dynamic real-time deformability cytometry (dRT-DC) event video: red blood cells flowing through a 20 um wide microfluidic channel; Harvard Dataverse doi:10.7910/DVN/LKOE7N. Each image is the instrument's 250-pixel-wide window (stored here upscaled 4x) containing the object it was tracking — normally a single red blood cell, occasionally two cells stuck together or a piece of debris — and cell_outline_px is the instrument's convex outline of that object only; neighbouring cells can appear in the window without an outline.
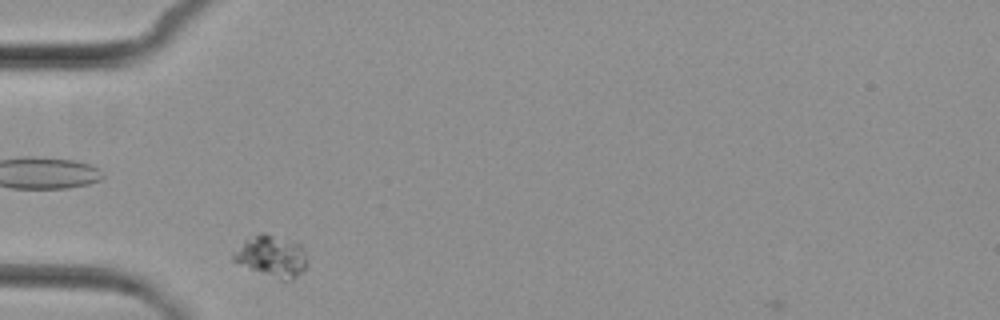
{"species": "common noctule bat (a hibernating species)", "species_latin": "Nyctalus noctula", "temperature_condition": "cold", "stored_images_in_passage": 7, "camera_frame_rate_fps": 3000, "um_per_image_px": 0.085, "animal": {"sex": "female", "body_mass_g": 29.2, "forearm_length_mm": 56.3}, "frame": {"image": 1, "passage_image": 5, "time_ms": 5.667, "image_size_px": [1000, 320], "cell_outline_px": [[308, 268], [292, 280], [280, 280], [240, 264], [232, 260], [232, 252], [244, 240], [260, 232], [268, 232], [292, 240], [300, 244], [304, 248], [308, 260]], "centroid_in_image_um": [23.14, 21.75], "position_along_channel_um": 61.9, "area_um2": 18.32}}
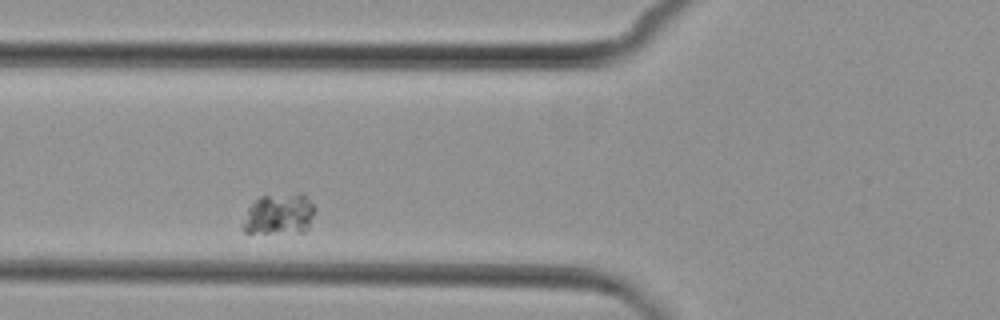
{"frame": {"image": 2, "passage_image": 6, "time_ms": 7.0, "image_size_px": [1000, 320], "cell_outline_px": [[316, 208], [308, 228], [304, 232], [244, 232], [244, 224], [248, 208], [260, 196], [300, 192], [304, 192]], "centroid_in_image_um": [23.8, 18.16], "position_along_channel_um": 102.0, "area_um2": 17.11}}
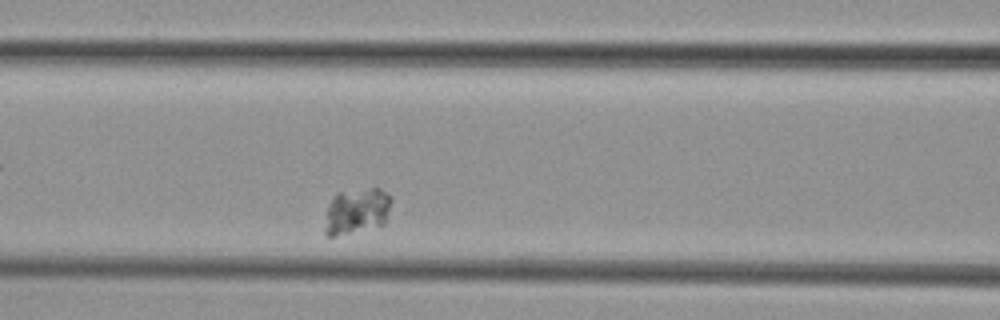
{"frame": {"image": 3, "passage_image": 7, "time_ms": 8.0, "image_size_px": [1000, 320], "cell_outline_px": [[392, 200], [384, 224], [332, 236], [328, 236], [324, 232], [324, 228], [328, 204], [332, 196], [336, 192], [368, 188], [380, 188], [392, 196]], "centroid_in_image_um": [30.31, 17.89], "position_along_channel_um": 136.3, "area_um2": 17.74}}